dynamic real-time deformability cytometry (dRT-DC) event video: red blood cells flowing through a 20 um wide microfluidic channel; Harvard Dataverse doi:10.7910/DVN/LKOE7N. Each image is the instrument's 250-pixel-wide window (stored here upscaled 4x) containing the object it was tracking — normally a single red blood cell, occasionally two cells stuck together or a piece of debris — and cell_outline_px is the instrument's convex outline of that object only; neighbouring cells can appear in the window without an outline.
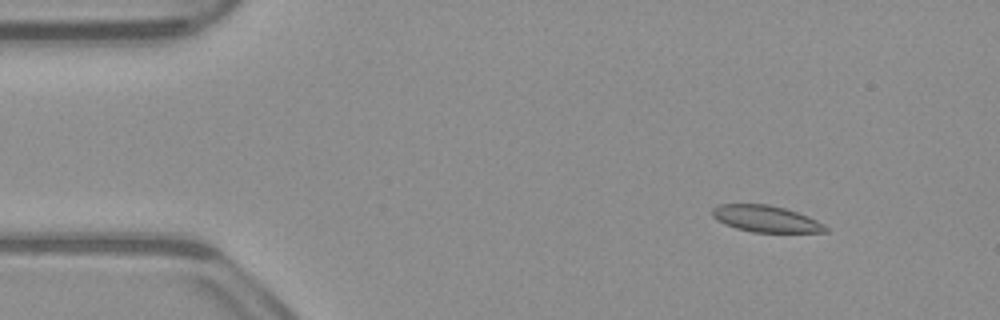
{"species": "common noctule bat (a hibernating species)", "species_latin": "Nyctalus noctula", "temperature_condition": "warm", "stored_images_in_passage": 52, "camera_frame_rate_fps": 3000, "um_per_image_px": 0.085, "animal": {"sex": "male", "body_mass_g": 23.1, "forearm_length_mm": 52.7}, "frame": {"image": 1, "passage_image": 6, "time_ms": 1.667, "image_size_px": [1000, 320], "cell_outline_px": [[828, 232], [752, 232], [736, 228], [712, 216], [712, 208], [720, 204], [768, 204], [784, 208], [808, 216], [824, 224], [828, 228]], "centroid_in_image_um": [65.13, 18.59], "position_along_channel_um": 19.9, "area_um2": 17.28}}
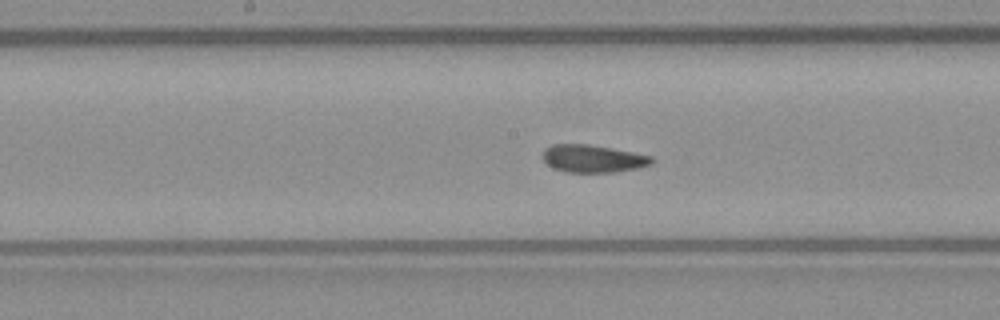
{"frame": {"image": 2, "passage_image": 26, "time_ms": 8.333, "image_size_px": [1000, 320], "cell_outline_px": [[656, 160], [652, 164], [636, 168], [616, 172], [568, 172], [552, 168], [544, 160], [544, 148], [552, 144], [588, 144], [632, 152], [652, 156]], "centroid_in_image_um": [50.41, 13.48], "position_along_channel_um": 197.8, "area_um2": 17.46}}
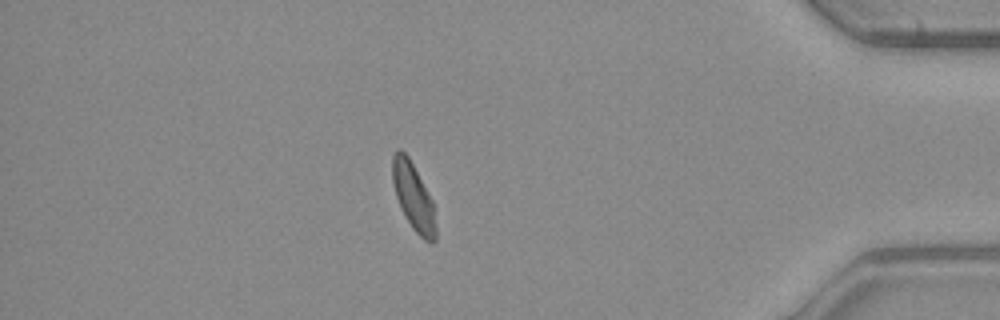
{"frame": {"image": 3, "passage_image": 45, "time_ms": 14.667, "image_size_px": [1000, 320], "cell_outline_px": [[436, 240], [432, 244], [424, 240], [412, 228], [396, 196], [392, 180], [392, 156], [400, 148], [408, 156], [432, 200], [436, 228]], "centroid_in_image_um": [35.14, 16.74], "position_along_channel_um": 400.1, "area_um2": 16.59}, "authors_computed_cell_mechanics": {"area_um2": 17.6579, "velocity_mm_per_s": 3.9181, "shape_relaxation_time_tau1_ms": 4.9467, "shape_relaxation_time_tau2_ms": 1.2065, "deformation_change_tau1": 0.135, "deformation_change_tau2": 0.0515}}